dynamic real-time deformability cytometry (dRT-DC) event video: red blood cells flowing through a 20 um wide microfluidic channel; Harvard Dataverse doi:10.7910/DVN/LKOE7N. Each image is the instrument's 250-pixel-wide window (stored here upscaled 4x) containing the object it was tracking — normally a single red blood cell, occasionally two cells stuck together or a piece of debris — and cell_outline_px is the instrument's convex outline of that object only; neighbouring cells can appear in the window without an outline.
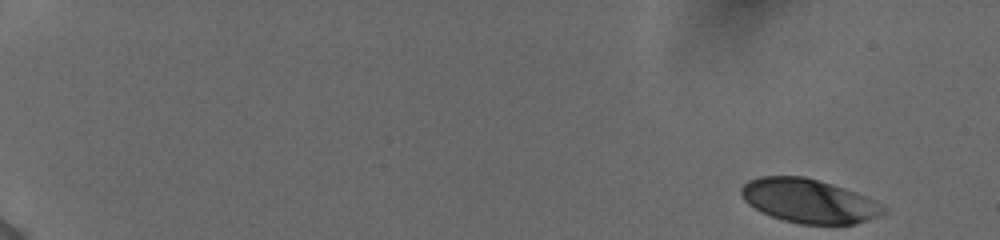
{"species": "human", "species_latin": "Homo sapiens", "temperature_condition": "cold", "stored_images_in_passage": 53, "camera_frame_rate_fps": 3000, "um_per_image_px": 0.085, "donor": {"sex": "female"}, "frame": {"image": 1, "passage_image": 1, "time_ms": 0.0, "image_size_px": [1000, 240], "cell_outline_px": [[888, 212], [880, 216], [856, 224], [800, 224], [784, 220], [760, 212], [748, 204], [740, 196], [740, 188], [748, 180], [760, 176], [804, 176], [832, 184], [856, 192], [888, 208]], "centroid_in_image_um": [68.74, 17.08], "position_along_channel_um": 16.3, "area_um2": 36.59}}
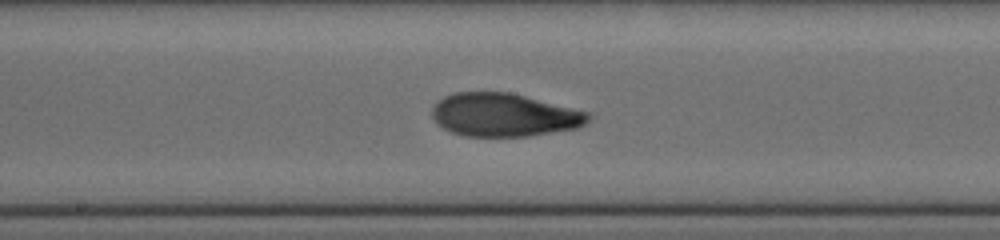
{"frame": {"image": 2, "passage_image": 30, "time_ms": 9.667, "image_size_px": [1000, 240], "cell_outline_px": [[592, 116], [584, 124], [576, 128], [528, 136], [464, 136], [452, 132], [444, 128], [432, 116], [432, 108], [444, 96], [452, 92], [512, 92], [592, 112]], "centroid_in_image_um": [42.9, 9.75], "position_along_channel_um": 205.3, "area_um2": 39.48}}
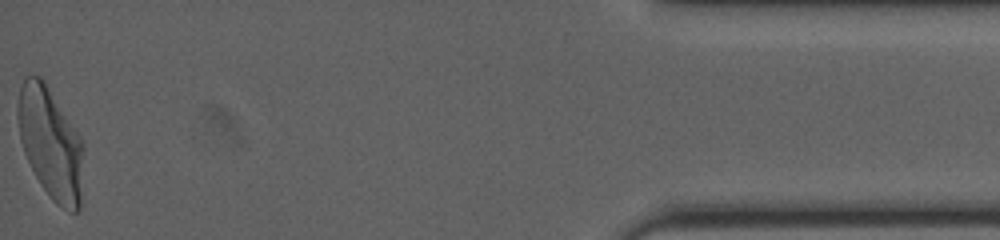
{"frame": {"image": 3, "passage_image": 53, "time_ms": 17.333, "image_size_px": [1000, 240], "cell_outline_px": [[84, 148], [80, 208], [76, 212], [72, 212], [56, 204], [52, 200], [40, 184], [24, 152], [20, 140], [16, 116], [16, 104], [20, 88], [24, 76], [40, 76], [44, 80], [80, 136], [84, 144]], "centroid_in_image_um": [4.28, 12.16], "position_along_channel_um": 430.9, "area_um2": 42.89}, "authors_computed_cell_mechanics": {"area_um2": 38.9572, "velocity_mm_per_s": 3.8591, "shape_relaxation_time_tau1_ms": 4.8965, "shape_relaxation_time_tau2_ms": 1.5309, "deformation_change_tau1": 0.1796, "deformation_change_tau2": 0.068}}